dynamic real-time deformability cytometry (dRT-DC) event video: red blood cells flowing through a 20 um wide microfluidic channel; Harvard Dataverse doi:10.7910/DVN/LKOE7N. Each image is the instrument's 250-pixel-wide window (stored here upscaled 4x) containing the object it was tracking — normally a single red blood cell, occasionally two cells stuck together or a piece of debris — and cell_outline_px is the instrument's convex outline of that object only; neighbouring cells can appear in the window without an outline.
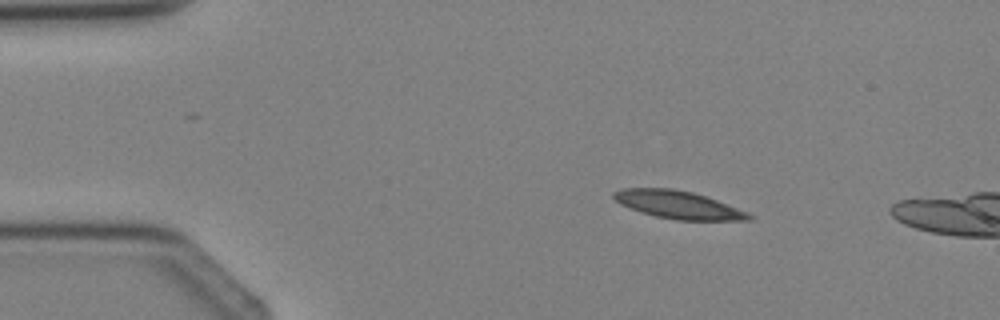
{"species": "Egyptian fruit bat (a non-hibernating species)", "species_latin": "Rousettus aegyptiacus", "temperature_condition": "cold", "stored_images_in_passage": 2, "camera_frame_rate_fps": 3000, "um_per_image_px": 0.085, "animal": {"sex": "female"}, "frame": {"image": 1, "passage_image": 1, "time_ms": 0.0, "image_size_px": [1000, 320], "cell_outline_px": [[756, 216], [752, 220], [676, 220], [656, 216], [640, 212], [620, 204], [612, 196], [612, 192], [624, 188], [672, 188], [692, 192], [716, 200], [748, 212]], "centroid_in_image_um": [57.65, 17.41], "position_along_channel_um": 27.4, "area_um2": 21.85}}